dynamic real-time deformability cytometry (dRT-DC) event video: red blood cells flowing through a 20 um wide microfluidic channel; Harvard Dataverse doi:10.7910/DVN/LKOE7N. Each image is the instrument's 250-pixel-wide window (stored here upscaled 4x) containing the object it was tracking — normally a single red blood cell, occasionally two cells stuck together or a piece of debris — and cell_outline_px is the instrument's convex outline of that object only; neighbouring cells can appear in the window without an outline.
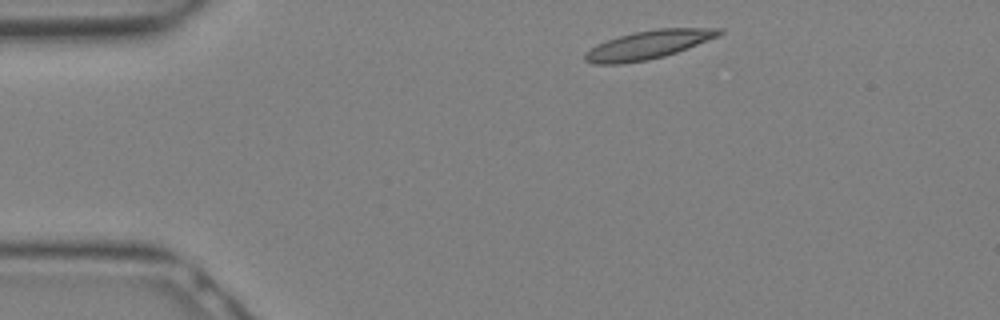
{"species": "Egyptian fruit bat (a non-hibernating species)", "species_latin": "Rousettus aegyptiacus", "temperature_condition": "warm", "stored_images_in_passage": 10, "camera_frame_rate_fps": 3000, "um_per_image_px": 0.085, "animal": {"sex": "female"}, "frame": {"image": 1, "passage_image": 1, "time_ms": 0.0, "image_size_px": [1000, 320], "cell_outline_px": [[724, 32], [720, 36], [688, 48], [664, 56], [648, 60], [620, 64], [592, 64], [584, 60], [584, 52], [596, 44], [620, 36], [636, 32], [656, 28], [724, 28]], "centroid_in_image_um": [55.11, 3.81], "position_along_channel_um": 29.9, "area_um2": 22.37}}
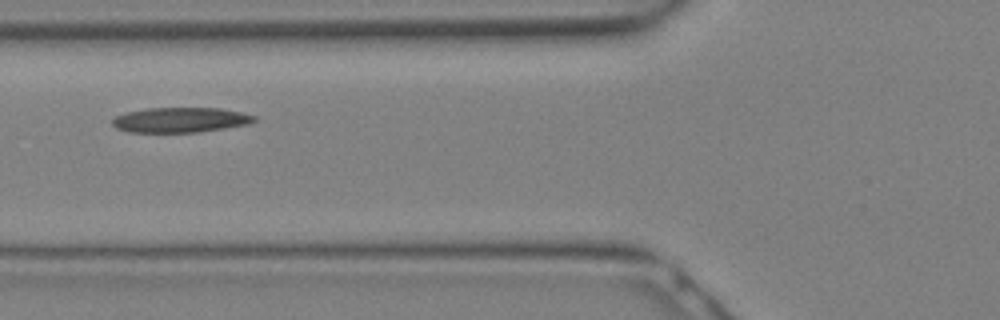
{"frame": {"image": 2, "passage_image": 7, "time_ms": 2.0, "image_size_px": [1000, 320], "cell_outline_px": [[256, 120], [248, 124], [224, 128], [196, 132], [128, 132], [116, 128], [112, 124], [112, 120], [116, 116], [124, 112], [148, 108], [220, 108], [240, 112], [256, 116]], "centroid_in_image_um": [15.3, 10.19], "position_along_channel_um": 110.5, "area_um2": 20.63}}
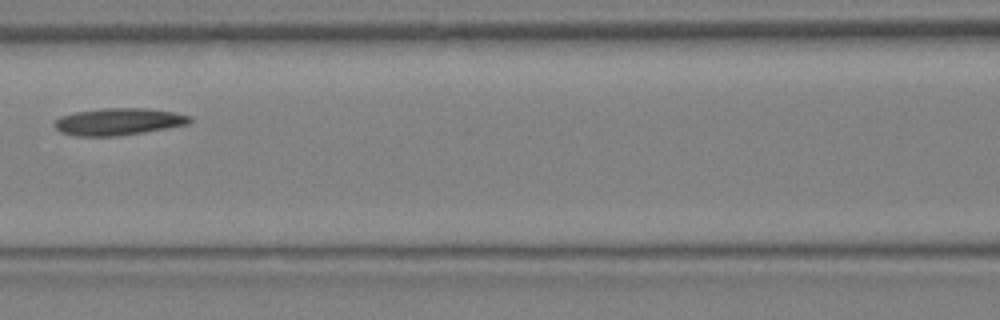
{"frame": {"image": 3, "passage_image": 9, "time_ms": 2.667, "image_size_px": [1000, 320], "cell_outline_px": [[192, 120], [188, 124], [168, 128], [120, 136], [76, 136], [60, 132], [52, 124], [60, 116], [76, 112], [104, 108], [148, 108], [176, 112], [192, 116]], "centroid_in_image_um": [10.09, 10.34], "position_along_channel_um": 156.5, "area_um2": 21.5}}